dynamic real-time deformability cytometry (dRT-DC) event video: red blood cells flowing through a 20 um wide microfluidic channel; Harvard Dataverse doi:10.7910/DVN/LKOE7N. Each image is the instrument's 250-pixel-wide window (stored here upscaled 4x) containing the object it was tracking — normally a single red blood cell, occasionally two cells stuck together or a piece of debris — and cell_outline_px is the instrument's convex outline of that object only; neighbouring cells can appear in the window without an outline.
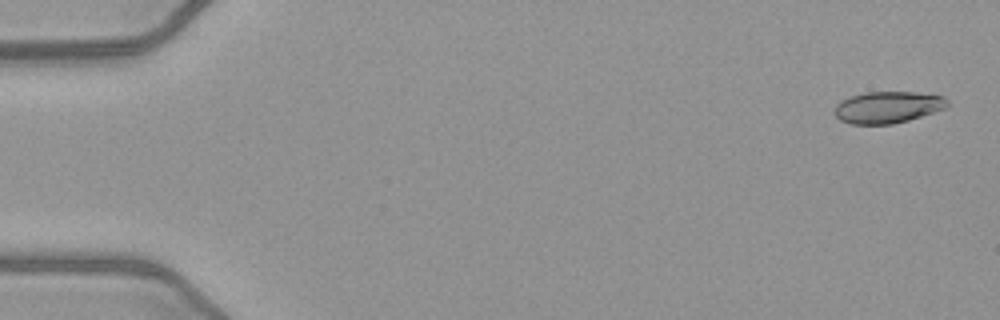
{"species": "common noctule bat (a hibernating species)", "species_latin": "Nyctalus noctula", "temperature_condition": "warm", "stored_images_in_passage": 14, "camera_frame_rate_fps": 3000, "um_per_image_px": 0.085, "animal": {"sex": "female", "body_mass_g": 21.9}, "frame": {"image": 1, "passage_image": 2, "time_ms": 0.333, "image_size_px": [1000, 320], "cell_outline_px": [[948, 108], [908, 120], [892, 124], [848, 124], [840, 120], [832, 112], [836, 104], [840, 100], [852, 96], [868, 92], [916, 92], [944, 96], [948, 100]], "centroid_in_image_um": [75.45, 9.12], "position_along_channel_um": 9.6, "area_um2": 21.04}}
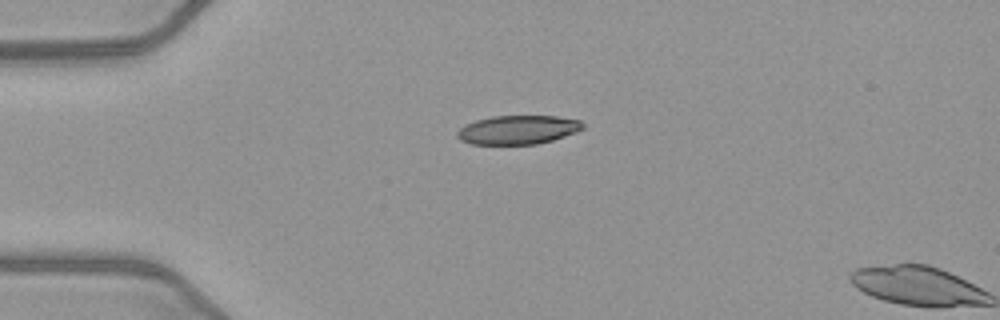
{"frame": {"image": 2, "passage_image": 13, "time_ms": 4.0, "image_size_px": [1000, 320], "cell_outline_px": [[584, 128], [576, 132], [552, 140], [536, 144], [472, 144], [460, 140], [456, 136], [456, 132], [464, 124], [476, 120], [492, 116], [556, 116], [580, 120], [584, 124]], "centroid_in_image_um": [44.0, 11.03], "position_along_channel_um": 41.0, "area_um2": 21.15}}